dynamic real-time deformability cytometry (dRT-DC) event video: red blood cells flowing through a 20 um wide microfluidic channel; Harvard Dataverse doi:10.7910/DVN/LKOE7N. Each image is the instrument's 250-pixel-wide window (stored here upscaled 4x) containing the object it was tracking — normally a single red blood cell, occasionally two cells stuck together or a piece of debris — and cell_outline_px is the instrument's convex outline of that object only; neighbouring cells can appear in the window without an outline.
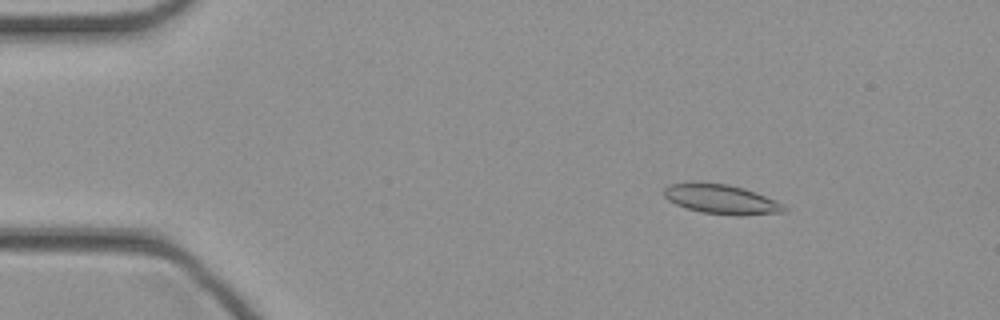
{"species": "common noctule bat (a hibernating species)", "species_latin": "Nyctalus noctula", "temperature_condition": "cold", "stored_images_in_passage": 46, "camera_frame_rate_fps": 3000, "um_per_image_px": 0.085, "animal": {"sex": "female", "body_mass_g": 21.9}, "frame": {"image": 1, "passage_image": 7, "time_ms": 2.0, "image_size_px": [1000, 320], "cell_outline_px": [[788, 212], [744, 216], [736, 216], [700, 212], [676, 204], [668, 200], [664, 196], [664, 188], [672, 184], [728, 184], [744, 188], [756, 192], [784, 204], [788, 208]], "centroid_in_image_um": [61.42, 16.98], "position_along_channel_um": 23.6, "area_um2": 20.46}}
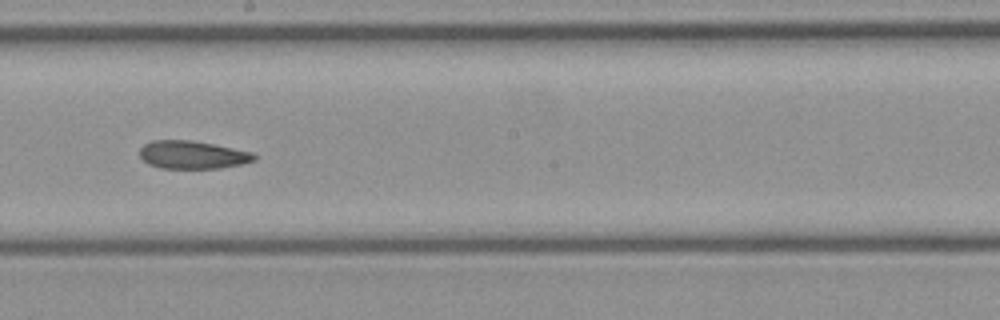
{"frame": {"image": 2, "passage_image": 26, "time_ms": 8.333, "image_size_px": [1000, 320], "cell_outline_px": [[256, 160], [240, 164], [220, 168], [160, 168], [148, 164], [140, 156], [140, 148], [144, 144], [152, 140], [192, 140], [252, 152], [256, 156]], "centroid_in_image_um": [16.34, 13.16], "position_along_channel_um": 231.9, "area_um2": 18.55}}
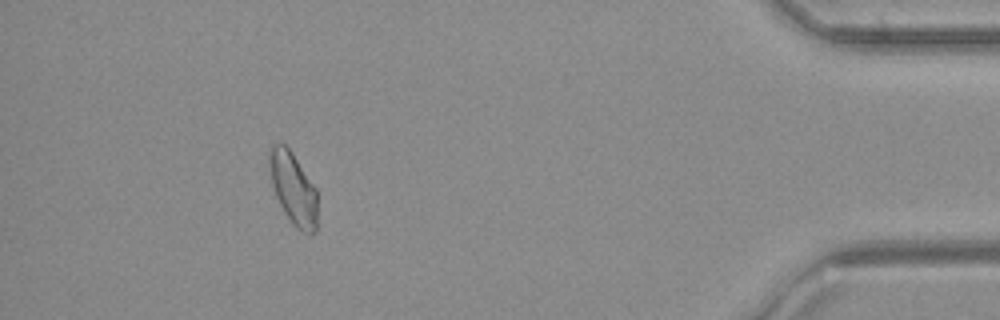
{"frame": {"image": 3, "passage_image": 42, "time_ms": 13.667, "image_size_px": [1000, 320], "cell_outline_px": [[316, 232], [304, 232], [296, 228], [292, 224], [284, 212], [276, 196], [272, 184], [268, 164], [268, 152], [272, 144], [284, 144], [292, 152], [316, 188]], "centroid_in_image_um": [24.9, 15.99], "position_along_channel_um": 410.3, "area_um2": 20.06}}